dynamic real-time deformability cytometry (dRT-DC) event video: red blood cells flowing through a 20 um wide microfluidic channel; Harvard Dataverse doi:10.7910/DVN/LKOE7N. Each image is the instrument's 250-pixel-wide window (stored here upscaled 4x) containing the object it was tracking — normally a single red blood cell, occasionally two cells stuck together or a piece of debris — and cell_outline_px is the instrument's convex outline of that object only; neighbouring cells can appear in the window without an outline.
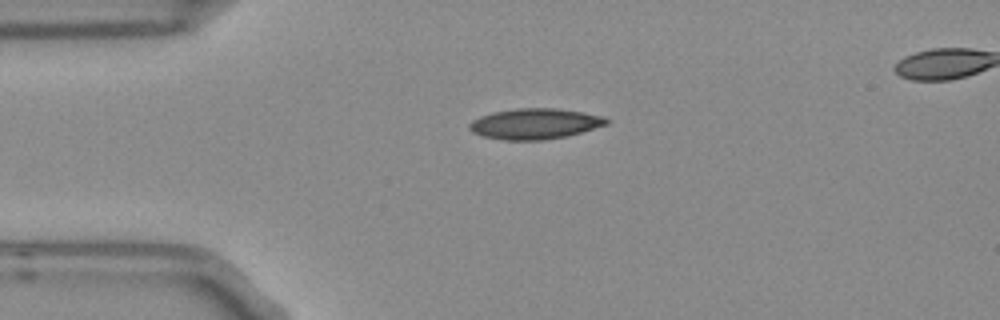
{"species": "Egyptian fruit bat (a non-hibernating species)", "species_latin": "Rousettus aegyptiacus", "temperature_condition": "room temperature", "stored_images_in_passage": 3, "segment_of_instrument_passage": [1, 2], "camera_frame_rate_fps": 3000, "um_per_image_px": 0.085, "frame": {"image": 1, "passage_image": 1, "time_ms": 0.0, "image_size_px": [1000, 320], "cell_outline_px": [[608, 124], [580, 132], [564, 136], [544, 140], [504, 140], [484, 136], [472, 132], [468, 128], [468, 124], [472, 120], [480, 116], [496, 112], [516, 108], [556, 108], [604, 116], [608, 120]], "centroid_in_image_um": [45.43, 10.52], "position_along_channel_um": 39.6, "area_um2": 24.22}}